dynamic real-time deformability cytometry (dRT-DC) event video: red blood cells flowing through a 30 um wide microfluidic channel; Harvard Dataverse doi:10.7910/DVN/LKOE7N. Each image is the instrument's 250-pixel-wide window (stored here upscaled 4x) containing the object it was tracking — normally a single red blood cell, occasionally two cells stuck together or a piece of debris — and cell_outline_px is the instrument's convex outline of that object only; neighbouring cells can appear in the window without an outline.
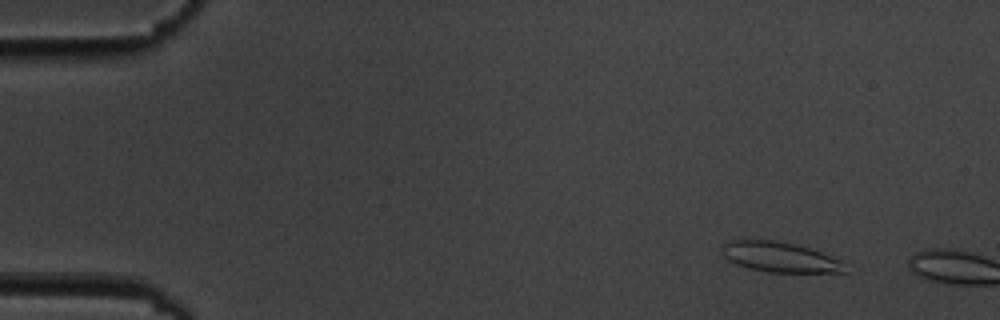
{"species": "common noctule bat (a hibernating species)", "species_latin": "Nyctalus noctula", "temperature_condition": "cold", "stored_images_in_passage": 3, "camera_frame_rate_fps": 3000, "um_per_image_px": 0.085, "animal": {"sex": "male", "body_mass_g": 19.5, "forearm_length_mm": 54.6}, "frame": {"image": 1, "passage_image": 2, "time_ms": 1.333, "image_size_px": [1000, 320], "cell_outline_px": [[844, 272], [768, 272], [748, 268], [736, 264], [728, 260], [720, 252], [724, 244], [728, 240], [776, 240], [796, 244], [820, 252], [840, 260]], "centroid_in_image_um": [66.19, 21.84], "position_along_channel_um": 18.8, "area_um2": 21.33}}